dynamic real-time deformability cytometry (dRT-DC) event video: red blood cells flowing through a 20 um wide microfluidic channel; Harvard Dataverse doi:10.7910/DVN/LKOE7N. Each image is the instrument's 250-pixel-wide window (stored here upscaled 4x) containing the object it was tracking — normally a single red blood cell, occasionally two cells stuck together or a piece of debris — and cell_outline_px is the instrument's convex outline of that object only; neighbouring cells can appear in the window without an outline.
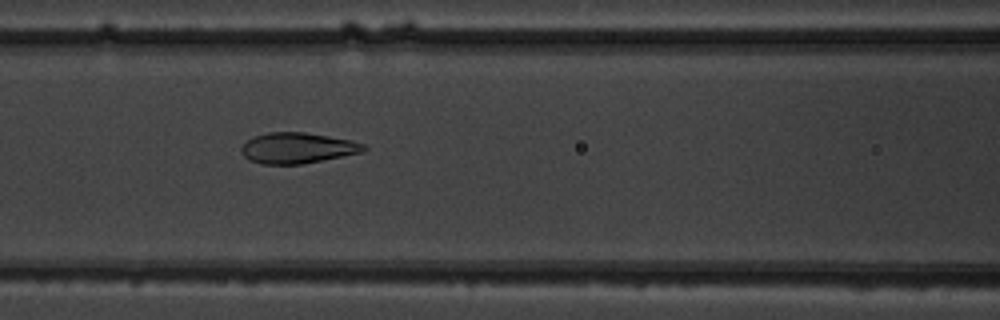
{"species": "common noctule bat (a hibernating species)", "species_latin": "Nyctalus noctula", "temperature_condition": "warm", "stored_images_in_passage": 11, "camera_frame_rate_fps": 3000, "um_per_image_px": 0.085, "animal": {"sex": "male", "body_mass_g": 19.5, "forearm_length_mm": 54.6}, "frame": {"image": 1, "passage_image": 7, "time_ms": 6.667, "image_size_px": [1000, 320], "cell_outline_px": [[368, 148], [364, 152], [304, 164], [260, 164], [248, 160], [240, 152], [240, 148], [252, 136], [268, 132], [304, 132], [352, 140], [364, 144]], "centroid_in_image_um": [25.28, 12.58], "position_along_channel_um": 141.3, "area_um2": 22.2}}
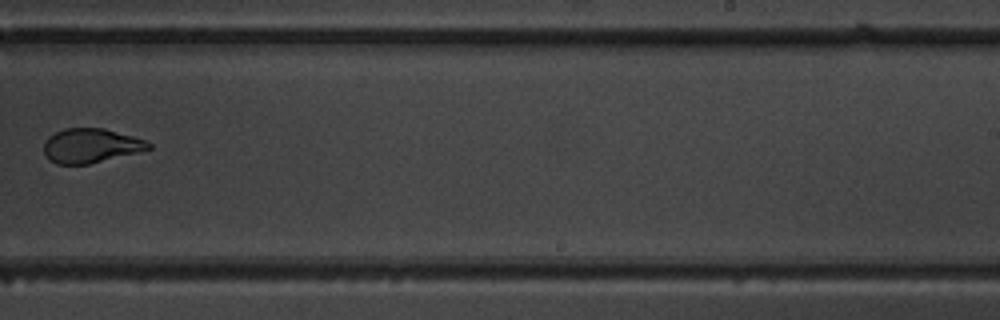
{"frame": {"image": 2, "passage_image": 10, "time_ms": 10.333, "image_size_px": [1000, 320], "cell_outline_px": [[152, 148], [88, 164], [56, 164], [48, 160], [44, 152], [44, 140], [48, 136], [64, 128], [104, 128], [132, 136], [144, 140], [152, 144]], "centroid_in_image_um": [7.66, 12.37], "position_along_channel_um": 281.3, "area_um2": 20.81}}
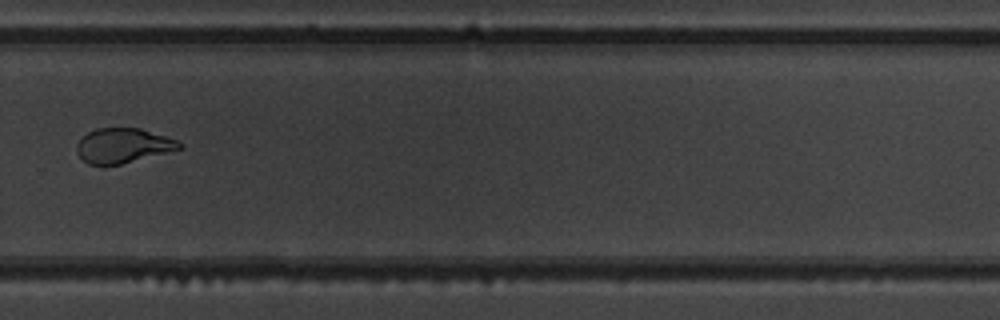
{"frame": {"image": 3, "passage_image": 11, "time_ms": 11.333, "image_size_px": [1000, 320], "cell_outline_px": [[184, 148], [120, 164], [88, 164], [76, 152], [76, 144], [88, 132], [96, 128], [140, 128], [176, 140], [184, 144]], "centroid_in_image_um": [10.46, 12.37], "position_along_channel_um": 319.3, "area_um2": 20.52}}